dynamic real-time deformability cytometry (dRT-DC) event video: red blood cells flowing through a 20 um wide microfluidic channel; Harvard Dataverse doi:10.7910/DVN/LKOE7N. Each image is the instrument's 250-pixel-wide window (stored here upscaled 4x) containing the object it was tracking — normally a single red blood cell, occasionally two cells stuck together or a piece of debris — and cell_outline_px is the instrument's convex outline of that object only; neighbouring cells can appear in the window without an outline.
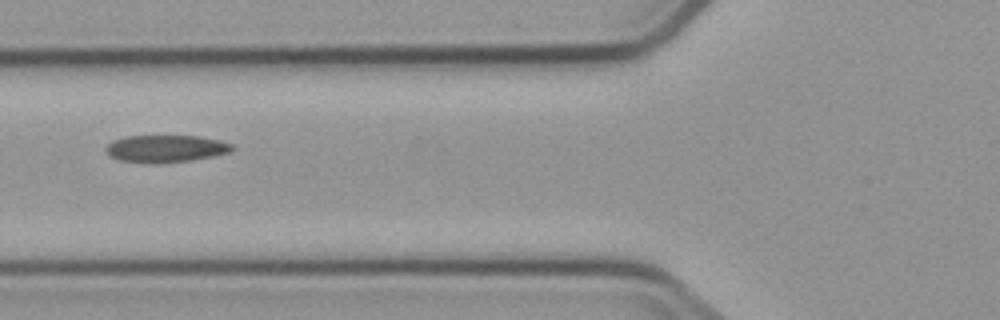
{"species": "common noctule bat (a hibernating species)", "species_latin": "Nyctalus noctula", "temperature_condition": "cold", "stored_images_in_passage": 6, "camera_frame_rate_fps": 3000, "um_per_image_px": 0.085, "animal": {"sex": "male", "body_mass_g": 23.1, "forearm_length_mm": 52.7}, "frame": {"image": 1, "passage_image": 3, "time_ms": 2.333, "image_size_px": [1000, 320], "cell_outline_px": [[236, 148], [228, 152], [212, 156], [188, 160], [120, 160], [112, 156], [104, 148], [112, 140], [128, 136], [196, 136], [220, 140], [232, 144]], "centroid_in_image_um": [14.14, 12.57], "position_along_channel_um": 111.7, "area_um2": 18.84}}
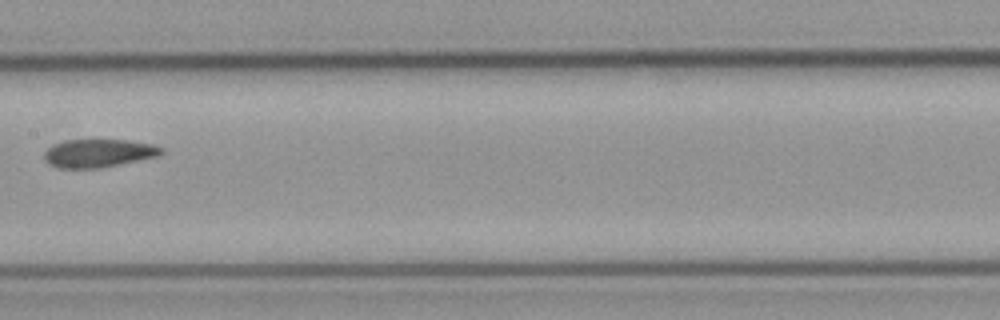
{"frame": {"image": 2, "passage_image": 5, "time_ms": 4.667, "image_size_px": [1000, 320], "cell_outline_px": [[164, 152], [160, 156], [100, 168], [56, 168], [48, 164], [44, 160], [44, 152], [52, 144], [64, 140], [128, 140], [152, 144], [164, 148]], "centroid_in_image_um": [8.37, 13.02], "position_along_channel_um": 199.0, "area_um2": 19.48}}
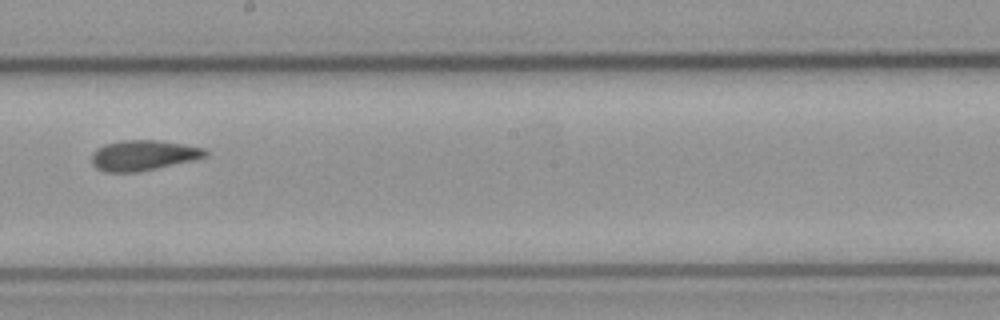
{"frame": {"image": 3, "passage_image": 6, "time_ms": 5.667, "image_size_px": [1000, 320], "cell_outline_px": [[208, 156], [192, 160], [140, 172], [104, 172], [96, 168], [92, 164], [92, 152], [96, 148], [104, 144], [120, 140], [156, 140], [184, 144], [204, 148], [208, 152]], "centroid_in_image_um": [12.15, 13.2], "position_along_channel_um": 236.1, "area_um2": 20.23}}